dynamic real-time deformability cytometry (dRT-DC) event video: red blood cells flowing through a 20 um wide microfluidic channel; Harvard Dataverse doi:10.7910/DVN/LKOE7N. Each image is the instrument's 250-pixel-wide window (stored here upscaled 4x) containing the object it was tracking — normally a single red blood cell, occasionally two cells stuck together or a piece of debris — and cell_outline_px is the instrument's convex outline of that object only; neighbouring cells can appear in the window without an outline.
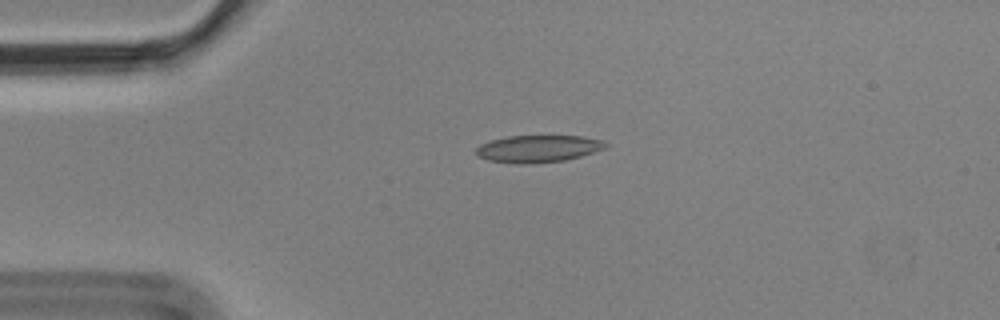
{"species": "Egyptian fruit bat (a non-hibernating species)", "species_latin": "Rousettus aegyptiacus", "temperature_condition": "cold", "stored_images_in_passage": 3, "camera_frame_rate_fps": 3000, "um_per_image_px": 0.085, "animal": {"sex": "male"}, "frame": {"image": 1, "passage_image": 3, "time_ms": 0.667, "image_size_px": [1000, 320], "cell_outline_px": [[608, 144], [604, 148], [580, 156], [564, 160], [524, 164], [516, 164], [488, 160], [476, 156], [476, 148], [480, 144], [492, 140], [508, 136], [580, 136], [604, 140]], "centroid_in_image_um": [45.7, 12.64], "position_along_channel_um": 39.3, "area_um2": 20.35}}